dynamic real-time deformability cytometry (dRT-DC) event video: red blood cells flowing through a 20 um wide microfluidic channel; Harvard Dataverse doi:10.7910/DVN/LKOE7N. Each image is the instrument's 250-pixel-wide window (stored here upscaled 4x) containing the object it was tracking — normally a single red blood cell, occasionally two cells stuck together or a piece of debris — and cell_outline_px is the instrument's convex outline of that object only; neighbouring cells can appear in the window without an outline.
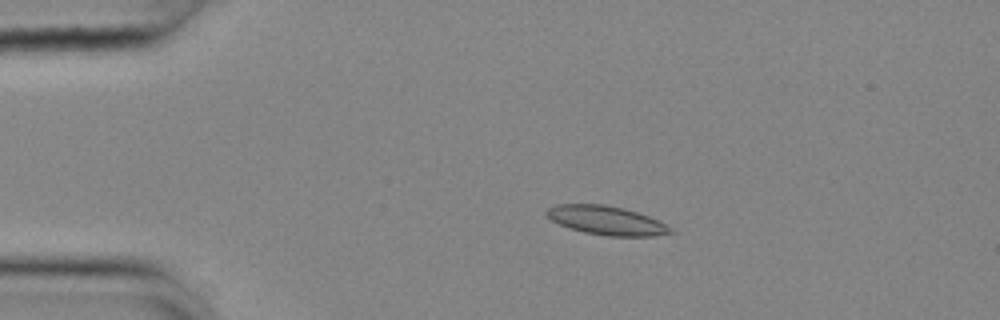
{"species": "common noctule bat (a hibernating species)", "species_latin": "Nyctalus noctula", "temperature_condition": "cold", "stored_images_in_passage": 56, "camera_frame_rate_fps": 3000, "um_per_image_px": 0.085, "animal": {"sex": "female", "body_mass_g": 25.1}, "frame": {"image": 1, "passage_image": 12, "time_ms": 3.667, "image_size_px": [1000, 320], "cell_outline_px": [[676, 232], [656, 236], [608, 236], [584, 232], [560, 224], [552, 220], [544, 212], [548, 208], [556, 204], [604, 204], [624, 208], [648, 216], [672, 228]], "centroid_in_image_um": [51.56, 18.73], "position_along_channel_um": 33.4, "area_um2": 20.69}}
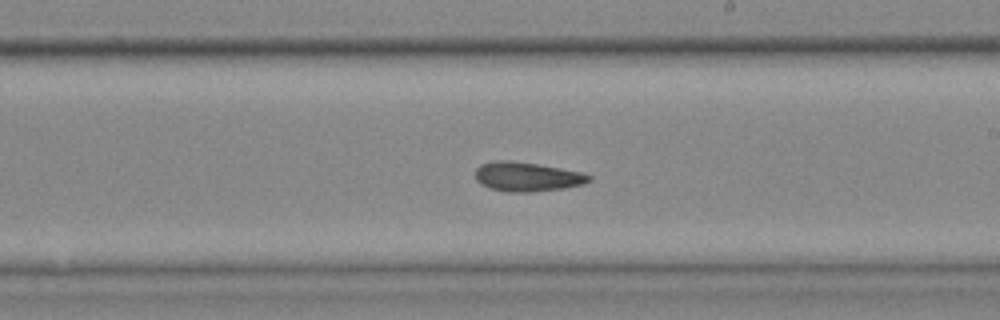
{"frame": {"image": 2, "passage_image": 33, "time_ms": 10.667, "image_size_px": [1000, 320], "cell_outline_px": [[592, 180], [584, 184], [564, 188], [528, 192], [508, 192], [492, 188], [480, 184], [476, 180], [476, 168], [480, 164], [492, 160], [512, 160], [560, 168], [580, 172], [592, 176]], "centroid_in_image_um": [44.78, 15.01], "position_along_channel_um": 244.2, "area_um2": 19.42}}
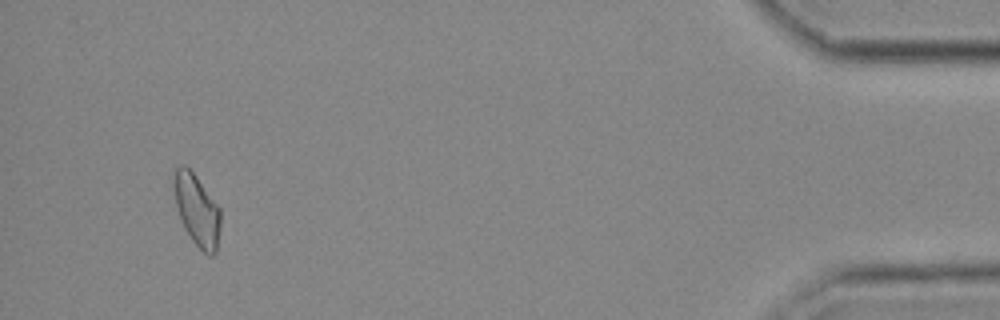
{"frame": {"image": 3, "passage_image": 53, "time_ms": 17.333, "image_size_px": [1000, 320], "cell_outline_px": [[220, 224], [216, 252], [212, 256], [208, 256], [192, 240], [184, 228], [180, 220], [176, 204], [176, 168], [180, 164], [184, 164], [196, 176], [220, 208]], "centroid_in_image_um": [16.77, 17.9], "position_along_channel_um": 418.4, "area_um2": 18.84}, "authors_computed_cell_mechanics": {"area_um2": 19.5942, "velocity_mm_per_s": 3.6672, "shape_relaxation_time_tau1_ms": null, "shape_relaxation_time_tau2_ms": 4.1288, "deformation_change_tau1": null, "deformation_change_tau2": 0.1119}}